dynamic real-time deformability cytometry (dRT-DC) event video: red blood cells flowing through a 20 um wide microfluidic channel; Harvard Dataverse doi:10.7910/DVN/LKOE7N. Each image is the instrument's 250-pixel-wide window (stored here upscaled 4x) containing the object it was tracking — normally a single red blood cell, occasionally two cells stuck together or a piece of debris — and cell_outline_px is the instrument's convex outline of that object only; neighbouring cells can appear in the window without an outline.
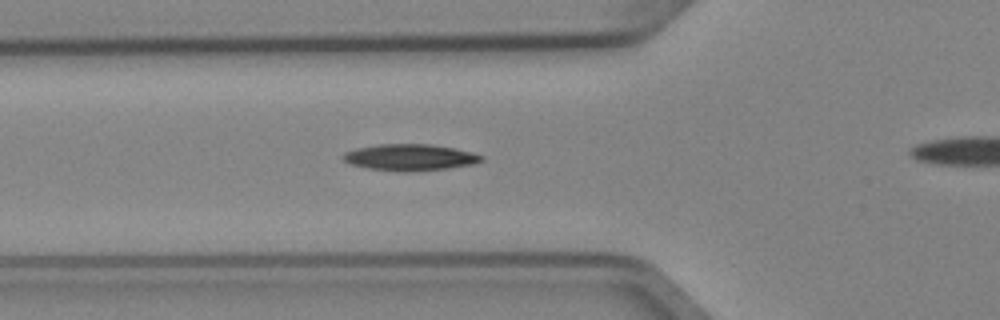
{"species": "Egyptian fruit bat (a non-hibernating species)", "species_latin": "Rousettus aegyptiacus", "temperature_condition": "cold", "stored_images_in_passage": 32, "camera_frame_rate_fps": 3000, "um_per_image_px": 0.085, "animal": {"sex": "female"}, "frame": {"image": 1, "passage_image": 5, "time_ms": 1.333, "image_size_px": [1000, 320], "cell_outline_px": [[484, 160], [472, 164], [448, 168], [404, 172], [368, 168], [352, 164], [344, 160], [340, 156], [344, 152], [356, 148], [380, 144], [432, 144], [456, 148], [472, 152], [484, 156]], "centroid_in_image_um": [34.86, 13.36], "position_along_channel_um": 90.9, "area_um2": 21.33}}
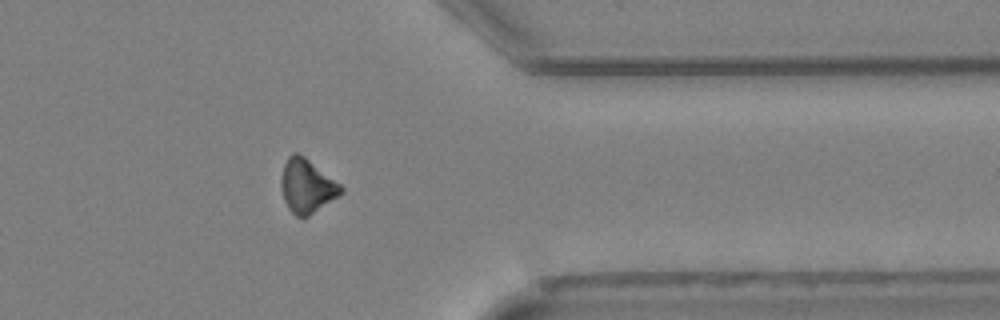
{"frame": {"image": 2, "passage_image": 28, "time_ms": 9.0, "image_size_px": [1000, 320], "cell_outline_px": [[344, 192], [308, 216], [296, 216], [288, 208], [284, 200], [280, 184], [280, 180], [284, 164], [288, 156], [292, 152], [296, 152], [304, 156], [340, 184], [344, 188]], "centroid_in_image_um": [26.06, 15.79], "position_along_channel_um": 385.3, "area_um2": 18.55}}